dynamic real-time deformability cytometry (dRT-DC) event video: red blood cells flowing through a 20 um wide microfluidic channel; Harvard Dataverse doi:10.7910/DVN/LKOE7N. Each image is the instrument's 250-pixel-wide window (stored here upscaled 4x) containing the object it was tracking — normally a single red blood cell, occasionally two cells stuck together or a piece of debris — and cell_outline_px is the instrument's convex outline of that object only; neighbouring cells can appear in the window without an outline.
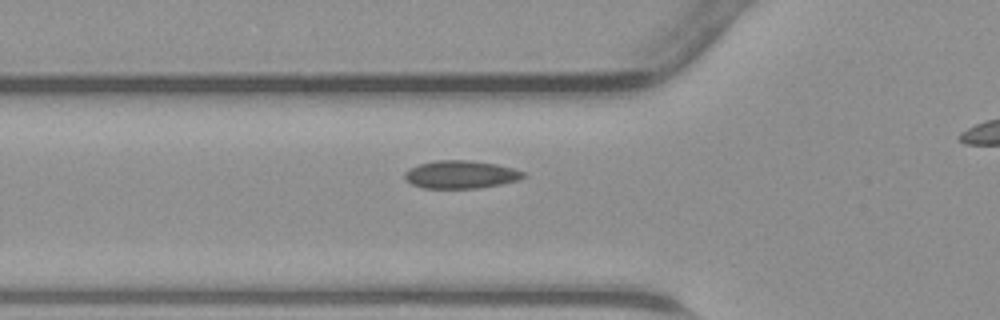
{"species": "common noctule bat (a hibernating species)", "species_latin": "Nyctalus noctula", "temperature_condition": "warm", "stored_images_in_passage": 33, "camera_frame_rate_fps": 3000, "um_per_image_px": 0.085, "animal": {"sex": "male", "body_mass_g": 23.1, "forearm_length_mm": 52.7}, "frame": {"image": 1, "passage_image": 9, "time_ms": 2.667, "image_size_px": [1000, 320], "cell_outline_px": [[528, 176], [520, 180], [480, 188], [424, 188], [412, 184], [404, 180], [404, 172], [408, 168], [420, 164], [436, 160], [468, 160], [496, 164], [512, 168], [524, 172]], "centroid_in_image_um": [39.16, 14.83], "position_along_channel_um": 86.6, "area_um2": 19.42}}
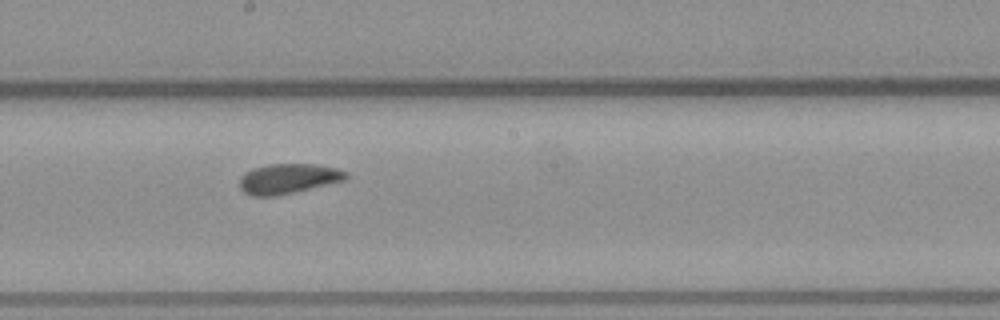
{"frame": {"image": 2, "passage_image": 18, "time_ms": 5.667, "image_size_px": [1000, 320], "cell_outline_px": [[348, 176], [344, 180], [276, 196], [252, 196], [244, 192], [240, 188], [240, 176], [244, 172], [252, 168], [268, 164], [312, 164], [336, 168], [348, 172]], "centroid_in_image_um": [24.45, 15.18], "position_along_channel_um": 223.7, "area_um2": 18.5}}
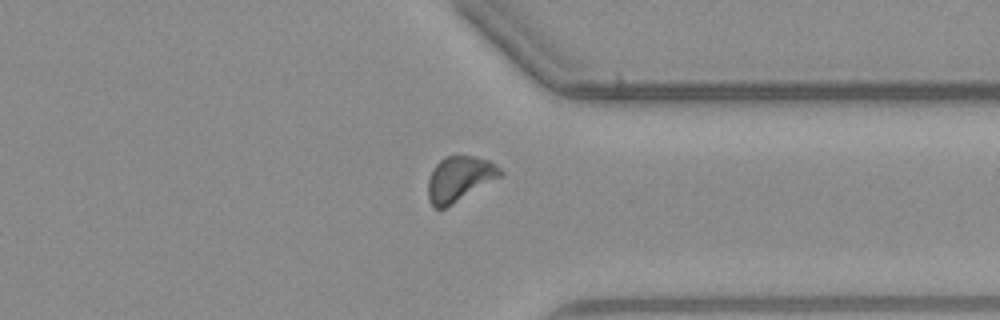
{"frame": {"image": 3, "passage_image": 28, "time_ms": 9.0, "image_size_px": [1000, 320], "cell_outline_px": [[504, 172], [500, 176], [452, 204], [444, 208], [436, 208], [428, 200], [428, 180], [432, 168], [444, 156], [476, 156], [488, 160], [496, 164]], "centroid_in_image_um": [39.03, 15.17], "position_along_channel_um": 372.4, "area_um2": 18.73}}